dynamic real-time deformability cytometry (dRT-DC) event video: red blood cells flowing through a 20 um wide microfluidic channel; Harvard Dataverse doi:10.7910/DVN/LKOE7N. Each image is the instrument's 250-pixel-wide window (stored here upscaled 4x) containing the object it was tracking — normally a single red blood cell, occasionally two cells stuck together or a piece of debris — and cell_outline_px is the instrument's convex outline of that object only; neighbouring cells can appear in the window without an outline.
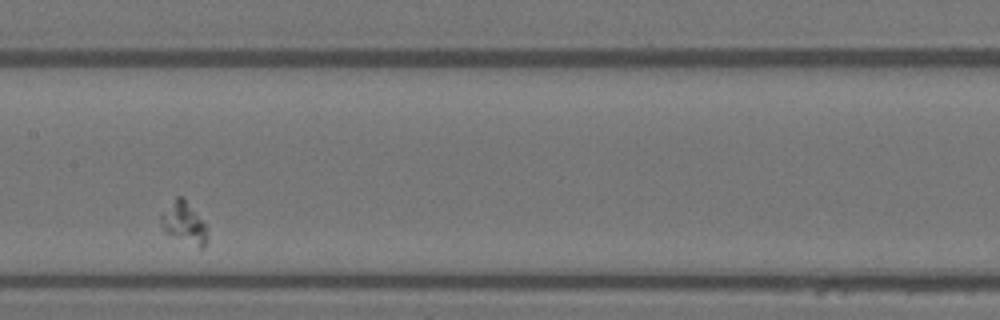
{"species": "Egyptian fruit bat (a non-hibernating species)", "species_latin": "Rousettus aegyptiacus", "temperature_condition": "warm", "stored_images_in_passage": 29, "camera_frame_rate_fps": 3000, "um_per_image_px": 0.085, "animal": {"sex": "female"}, "frame": {"image": 1, "passage_image": 13, "time_ms": 4.0, "image_size_px": [1000, 320], "cell_outline_px": [[208, 236], [204, 248], [200, 248], [168, 232], [164, 228], [160, 216], [176, 196], [184, 196], [208, 228]], "centroid_in_image_um": [15.71, 18.9], "position_along_channel_um": 191.7, "area_um2": 10.81}}
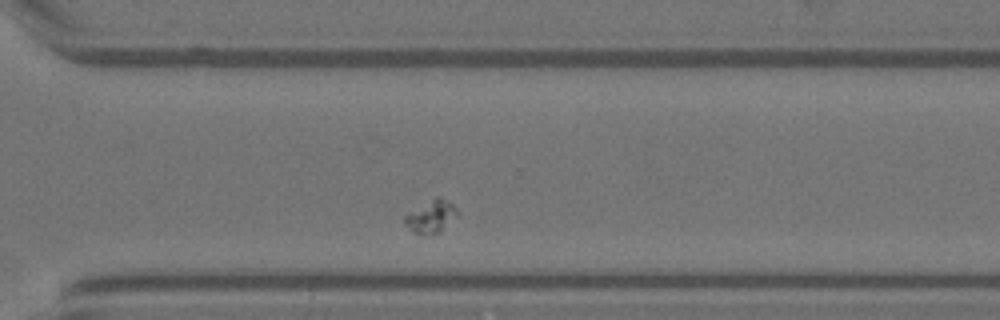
{"frame": {"image": 2, "passage_image": 25, "time_ms": 8.0, "image_size_px": [1000, 320], "cell_outline_px": [[460, 216], [440, 232], [420, 236], [412, 232], [404, 224], [404, 216], [436, 196], [440, 196], [452, 204], [460, 212]], "centroid_in_image_um": [36.68, 18.43], "position_along_channel_um": 333.9, "area_um2": 10.23}}
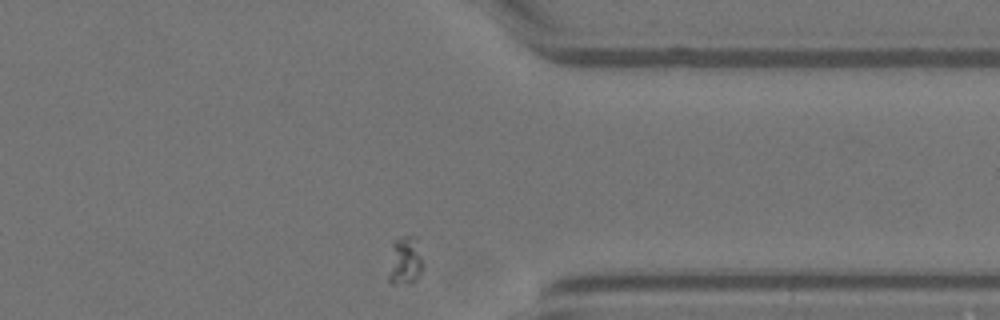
{"frame": {"image": 3, "passage_image": 29, "time_ms": 9.333, "image_size_px": [1000, 320], "cell_outline_px": [[424, 264], [416, 280], [396, 284], [392, 284], [388, 280], [388, 276], [392, 244], [396, 240], [404, 236], [420, 236]], "centroid_in_image_um": [34.49, 22.1], "position_along_channel_um": 376.9, "area_um2": 10.06}}